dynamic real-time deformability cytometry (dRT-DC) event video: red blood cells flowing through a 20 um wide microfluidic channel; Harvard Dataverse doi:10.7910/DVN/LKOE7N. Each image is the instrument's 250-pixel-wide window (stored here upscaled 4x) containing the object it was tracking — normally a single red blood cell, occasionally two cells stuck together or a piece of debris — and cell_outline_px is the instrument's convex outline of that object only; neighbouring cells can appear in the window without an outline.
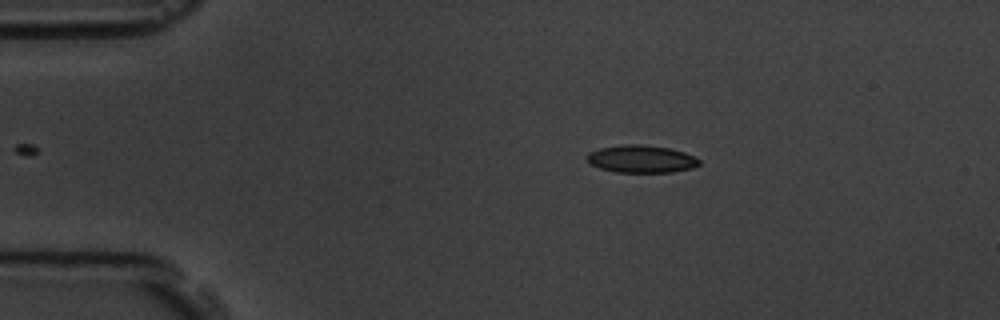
{"species": "common noctule bat (a hibernating species)", "species_latin": "Nyctalus noctula", "temperature_condition": "room temperature", "stored_images_in_passage": 5, "camera_frame_rate_fps": 3000, "um_per_image_px": 0.085, "animal": {"sex": "male", "body_mass_g": 19.5, "forearm_length_mm": 54.6}, "frame": {"image": 1, "passage_image": 2, "time_ms": 1.333, "image_size_px": [1000, 320], "cell_outline_px": [[700, 164], [692, 168], [672, 172], [616, 172], [600, 168], [588, 164], [584, 156], [588, 152], [600, 148], [624, 144], [644, 144], [668, 148], [684, 152], [696, 156], [700, 160]], "centroid_in_image_um": [54.48, 13.51], "position_along_channel_um": 30.5, "area_um2": 18.26}}
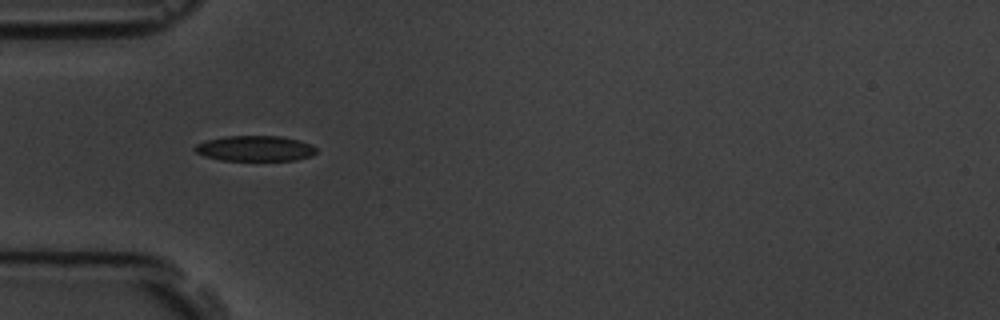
{"frame": {"image": 2, "passage_image": 4, "time_ms": 3.667, "image_size_px": [1000, 320], "cell_outline_px": [[316, 152], [312, 156], [296, 160], [220, 160], [204, 156], [196, 152], [192, 148], [196, 144], [208, 140], [224, 136], [280, 136], [312, 144], [316, 148]], "centroid_in_image_um": [21.67, 12.62], "position_along_channel_um": 63.3, "area_um2": 17.98}}
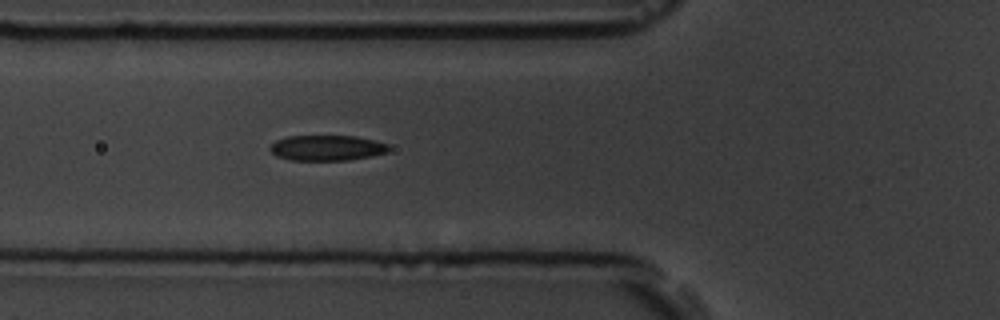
{"frame": {"image": 3, "passage_image": 5, "time_ms": 4.667, "image_size_px": [1000, 320], "cell_outline_px": [[388, 152], [372, 156], [348, 160], [292, 160], [276, 156], [268, 148], [276, 140], [288, 136], [356, 136], [388, 144]], "centroid_in_image_um": [27.77, 12.57], "position_along_channel_um": 98.0, "area_um2": 17.51}}